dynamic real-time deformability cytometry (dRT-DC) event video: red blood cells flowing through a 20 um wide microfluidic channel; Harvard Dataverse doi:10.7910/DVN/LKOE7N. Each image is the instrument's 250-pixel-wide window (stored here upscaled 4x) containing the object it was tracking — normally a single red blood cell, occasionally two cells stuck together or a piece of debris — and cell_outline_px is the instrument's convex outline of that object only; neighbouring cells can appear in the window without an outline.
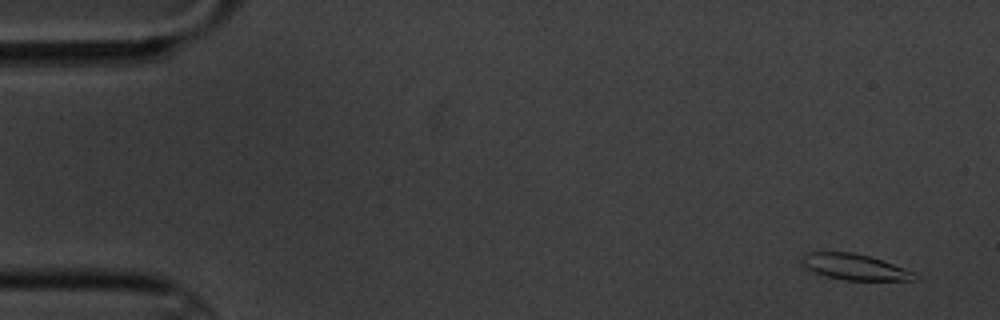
{"species": "common noctule bat (a hibernating species)", "species_latin": "Nyctalus noctula", "temperature_condition": "cold", "stored_images_in_passage": 5, "camera_frame_rate_fps": 3000, "um_per_image_px": 0.085, "animal": {"sex": "male", "body_mass_g": 20.1, "forearm_length_mm": 53.5}, "frame": {"image": 1, "passage_image": 1, "time_ms": 0.0, "image_size_px": [1000, 320], "cell_outline_px": [[920, 276], [916, 280], [844, 280], [824, 276], [808, 268], [800, 260], [808, 252], [852, 252], [868, 256], [904, 268]], "centroid_in_image_um": [72.66, 22.7], "position_along_channel_um": 12.3, "area_um2": 16.7}}